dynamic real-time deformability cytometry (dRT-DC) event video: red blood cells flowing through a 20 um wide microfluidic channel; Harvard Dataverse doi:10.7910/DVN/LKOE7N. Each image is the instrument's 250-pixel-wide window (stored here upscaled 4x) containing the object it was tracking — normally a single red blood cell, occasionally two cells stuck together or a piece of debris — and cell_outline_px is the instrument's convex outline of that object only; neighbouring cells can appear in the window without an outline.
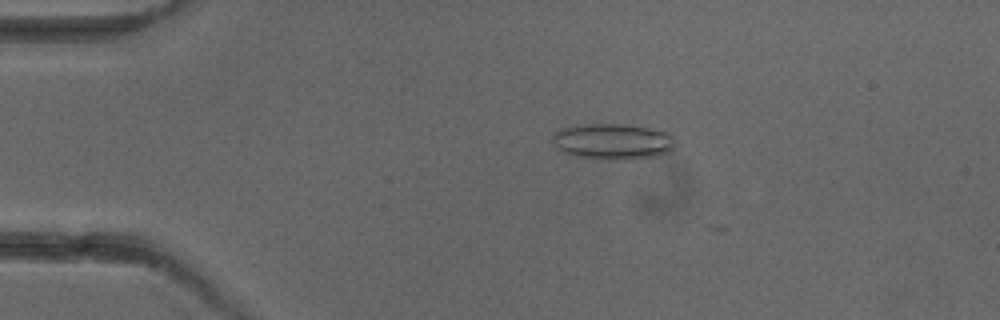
{"species": "common noctule bat (a hibernating species)", "species_latin": "Nyctalus noctula", "temperature_condition": "cold", "stored_images_in_passage": 7, "camera_frame_rate_fps": 3000, "um_per_image_px": 0.085, "animal": {"sex": "female"}, "frame": {"image": 1, "passage_image": 3, "time_ms": 2.333, "image_size_px": [1000, 320], "cell_outline_px": [[676, 144], [668, 152], [652, 156], [612, 160], [576, 156], [564, 152], [556, 148], [552, 144], [552, 136], [556, 132], [564, 128], [576, 124], [624, 124], [648, 128], [668, 132], [672, 136]], "centroid_in_image_um": [52.05, 12.01], "position_along_channel_um": 33.0, "area_um2": 25.49}}
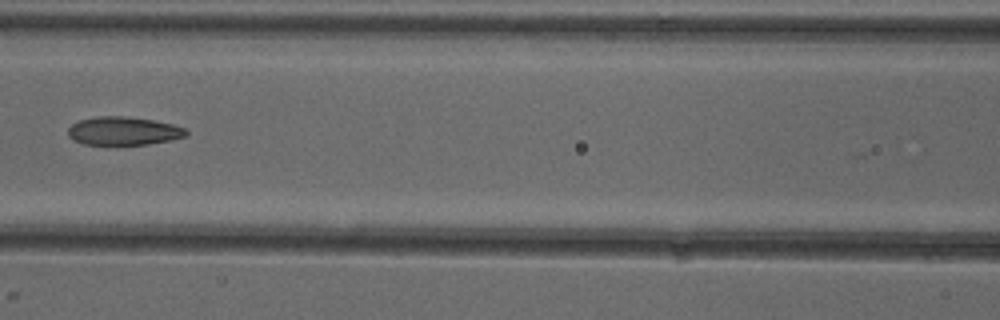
{"frame": {"image": 2, "passage_image": 6, "time_ms": 6.667, "image_size_px": [1000, 320], "cell_outline_px": [[188, 132], [184, 136], [172, 140], [148, 144], [84, 144], [72, 140], [68, 136], [68, 128], [72, 124], [80, 120], [96, 116], [124, 116], [152, 120], [172, 124], [184, 128]], "centroid_in_image_um": [10.46, 11.13], "position_along_channel_um": 156.1, "area_um2": 19.36}}
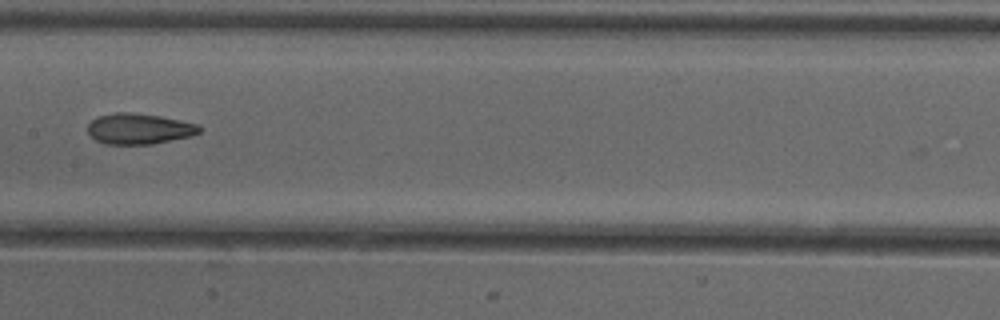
{"frame": {"image": 3, "passage_image": 7, "time_ms": 7.667, "image_size_px": [1000, 320], "cell_outline_px": [[200, 132], [192, 136], [152, 144], [104, 144], [96, 140], [88, 132], [88, 124], [92, 120], [100, 116], [116, 112], [132, 112], [160, 116], [200, 124]], "centroid_in_image_um": [11.84, 10.94], "position_along_channel_um": 195.6, "area_um2": 20.0}}